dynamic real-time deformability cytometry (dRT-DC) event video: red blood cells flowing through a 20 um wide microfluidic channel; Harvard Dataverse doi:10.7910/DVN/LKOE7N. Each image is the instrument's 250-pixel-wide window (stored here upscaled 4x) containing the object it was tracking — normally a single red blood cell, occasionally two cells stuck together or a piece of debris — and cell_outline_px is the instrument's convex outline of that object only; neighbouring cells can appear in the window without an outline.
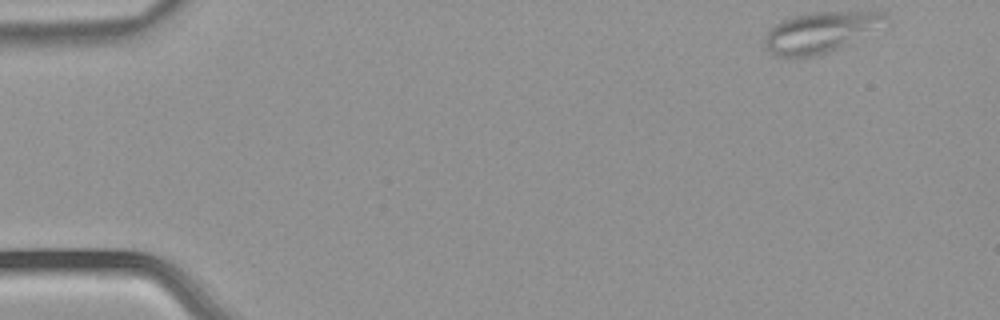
{"species": "common noctule bat (a hibernating species)", "species_latin": "Nyctalus noctula", "temperature_condition": "warm", "stored_images_in_passage": 7, "segment_of_instrument_passage": [1, 2], "camera_frame_rate_fps": 3000, "um_per_image_px": 0.085, "animal": {"sex": "male", "body_mass_g": 21.5, "forearm_length_mm": 52.0}, "frame": {"image": 1, "passage_image": 1, "time_ms": 0.0, "image_size_px": [1000, 320], "cell_outline_px": [[892, 20], [836, 48], [812, 56], [776, 56], [764, 44], [764, 36], [776, 24], [792, 16], [812, 12], [884, 12]], "centroid_in_image_um": [69.72, 2.7], "position_along_channel_um": 15.3, "area_um2": 27.57}}